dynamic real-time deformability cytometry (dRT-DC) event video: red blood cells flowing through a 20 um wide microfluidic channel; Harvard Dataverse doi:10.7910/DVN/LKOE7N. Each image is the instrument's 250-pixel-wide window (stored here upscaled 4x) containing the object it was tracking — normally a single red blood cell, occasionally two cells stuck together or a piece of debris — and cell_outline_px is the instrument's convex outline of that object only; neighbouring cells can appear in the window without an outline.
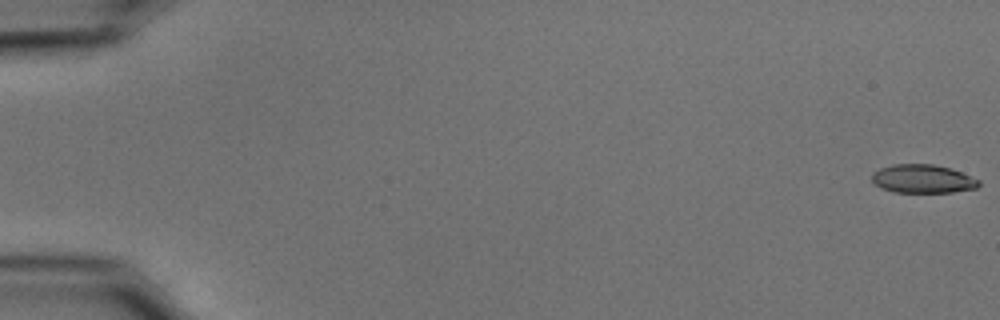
{"species": "common noctule bat (a hibernating species)", "species_latin": "Nyctalus noctula", "temperature_condition": "cold", "stored_images_in_passage": 13, "camera_frame_rate_fps": 3000, "um_per_image_px": 0.085, "animal": {"sex": "male", "body_mass_g": 15.6}, "frame": {"image": 1, "passage_image": 1, "time_ms": 0.0, "image_size_px": [1000, 320], "cell_outline_px": [[980, 184], [976, 188], [952, 192], [896, 192], [880, 188], [872, 180], [872, 172], [880, 168], [892, 164], [932, 164], [948, 168], [960, 172], [980, 180]], "centroid_in_image_um": [78.41, 15.2], "position_along_channel_um": 6.6, "area_um2": 17.63}}